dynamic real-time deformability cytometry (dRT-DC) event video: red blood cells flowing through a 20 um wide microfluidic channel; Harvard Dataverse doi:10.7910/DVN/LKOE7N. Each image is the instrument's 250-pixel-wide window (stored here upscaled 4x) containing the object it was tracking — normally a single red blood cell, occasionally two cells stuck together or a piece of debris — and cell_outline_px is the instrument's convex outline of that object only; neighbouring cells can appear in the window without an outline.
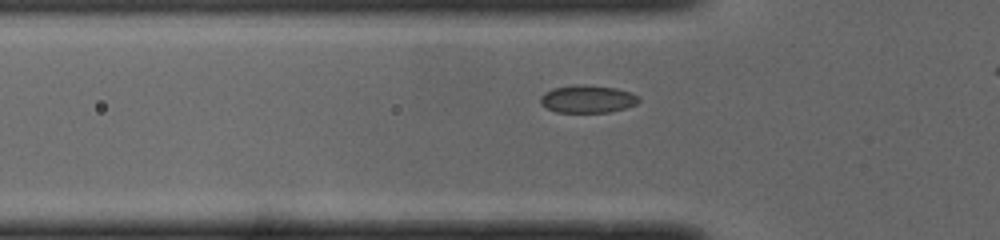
{"species": "common noctule bat (a hibernating species)", "species_latin": "Nyctalus noctula", "temperature_condition": "cold", "stored_images_in_passage": 27, "camera_frame_rate_fps": 3000, "um_per_image_px": 0.085, "animal": {"sex": "male", "body_mass_g": 19.0, "forearm_length_mm": 50.8}, "frame": {"image": 1, "passage_image": 2, "time_ms": 0.333, "image_size_px": [1000, 240], "cell_outline_px": [[640, 100], [636, 104], [624, 108], [608, 112], [556, 112], [540, 104], [540, 96], [544, 92], [552, 88], [576, 84], [588, 84], [616, 88], [632, 92], [640, 96]], "centroid_in_image_um": [49.94, 8.39], "position_along_channel_um": 75.9, "area_um2": 16.07}}
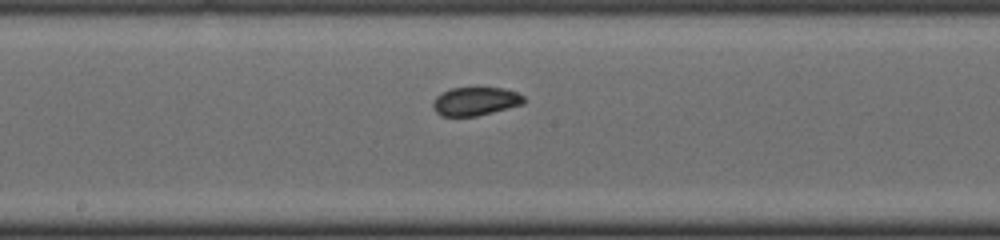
{"frame": {"image": 2, "passage_image": 12, "time_ms": 3.667, "image_size_px": [1000, 240], "cell_outline_px": [[524, 104], [476, 116], [440, 116], [432, 108], [432, 104], [436, 96], [452, 88], [504, 88], [516, 92], [524, 96]], "centroid_in_image_um": [40.4, 8.62], "position_along_channel_um": 207.8, "area_um2": 14.97}}
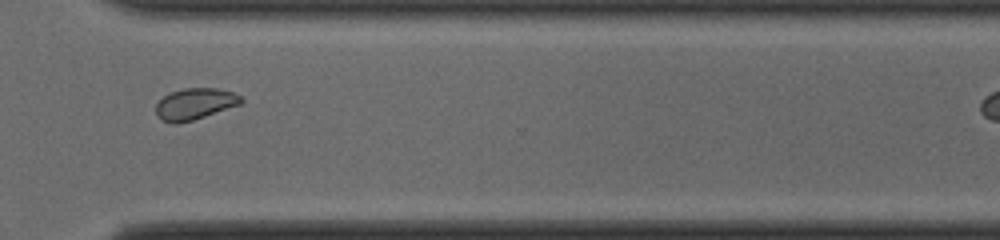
{"frame": {"image": 3, "passage_image": 23, "time_ms": 7.333, "image_size_px": [1000, 240], "cell_outline_px": [[244, 100], [240, 104], [192, 120], [176, 124], [172, 124], [160, 120], [156, 116], [156, 104], [168, 92], [184, 88], [216, 88], [232, 92], [240, 96]], "centroid_in_image_um": [16.51, 8.83], "position_along_channel_um": 354.1, "area_um2": 15.55}}